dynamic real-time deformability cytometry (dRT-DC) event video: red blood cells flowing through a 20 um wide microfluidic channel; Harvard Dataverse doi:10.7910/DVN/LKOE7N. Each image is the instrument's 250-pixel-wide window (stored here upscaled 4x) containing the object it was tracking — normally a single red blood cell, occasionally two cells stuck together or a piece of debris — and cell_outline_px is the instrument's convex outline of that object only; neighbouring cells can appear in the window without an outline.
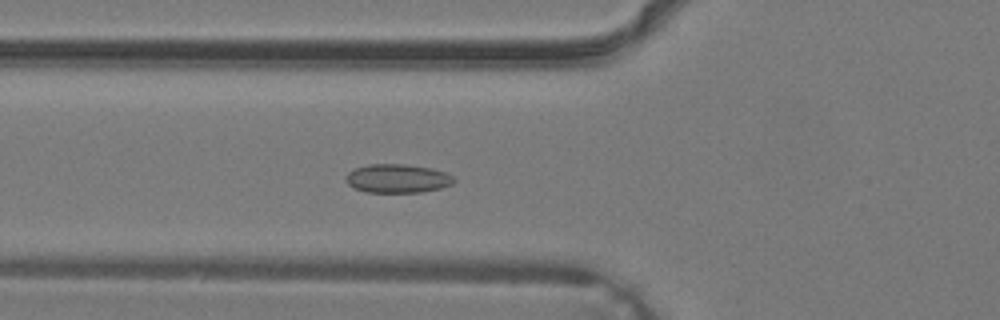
{"species": "common noctule bat (a hibernating species)", "species_latin": "Nyctalus noctula", "temperature_condition": "warm", "stored_images_in_passage": 38, "camera_frame_rate_fps": 3000, "um_per_image_px": 0.085, "animal": {"sex": "male", "body_mass_g": 19.2, "forearm_length_mm": 51.8}, "frame": {"image": 1, "passage_image": 13, "time_ms": 4.0, "image_size_px": [1000, 320], "cell_outline_px": [[456, 180], [452, 184], [440, 188], [420, 192], [368, 192], [352, 188], [344, 180], [348, 172], [356, 168], [368, 164], [404, 164], [432, 168], [444, 172], [452, 176]], "centroid_in_image_um": [33.76, 15.17], "position_along_channel_um": 92.0, "area_um2": 18.09}}
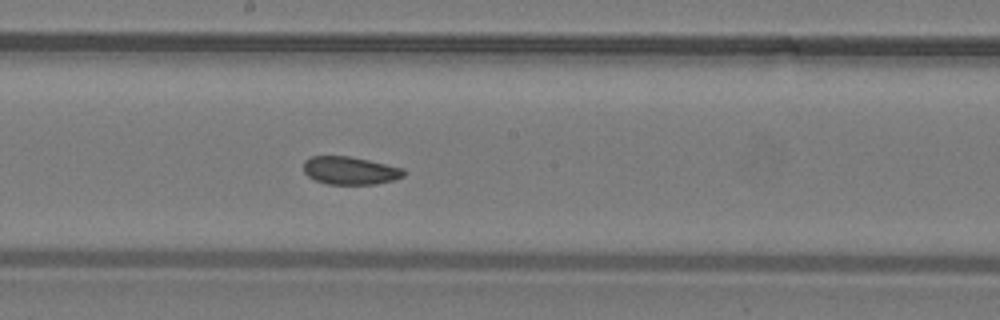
{"frame": {"image": 2, "passage_image": 20, "time_ms": 6.333, "image_size_px": [1000, 320], "cell_outline_px": [[404, 176], [392, 180], [376, 184], [328, 184], [316, 180], [308, 176], [304, 172], [304, 160], [312, 156], [348, 156], [368, 160], [404, 168]], "centroid_in_image_um": [29.74, 14.49], "position_along_channel_um": 218.5, "area_um2": 16.18}}
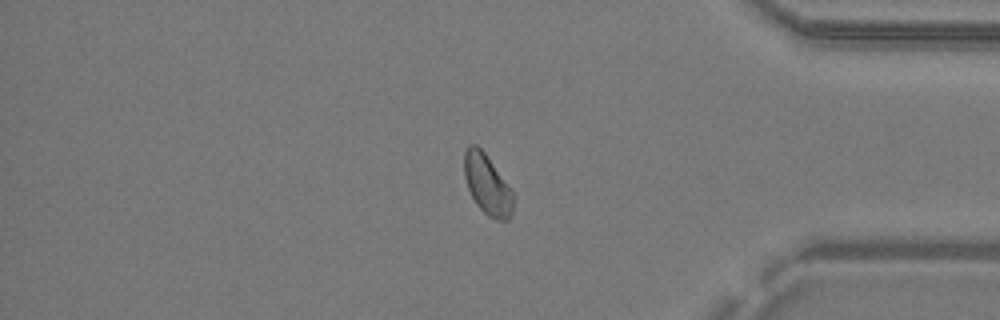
{"frame": {"image": 3, "passage_image": 31, "time_ms": 10.0, "image_size_px": [1000, 320], "cell_outline_px": [[516, 196], [512, 216], [508, 220], [496, 220], [488, 216], [476, 204], [468, 188], [464, 176], [464, 152], [468, 144], [476, 144], [484, 152], [516, 192]], "centroid_in_image_um": [41.48, 15.71], "position_along_channel_um": 393.7, "area_um2": 17.8}}